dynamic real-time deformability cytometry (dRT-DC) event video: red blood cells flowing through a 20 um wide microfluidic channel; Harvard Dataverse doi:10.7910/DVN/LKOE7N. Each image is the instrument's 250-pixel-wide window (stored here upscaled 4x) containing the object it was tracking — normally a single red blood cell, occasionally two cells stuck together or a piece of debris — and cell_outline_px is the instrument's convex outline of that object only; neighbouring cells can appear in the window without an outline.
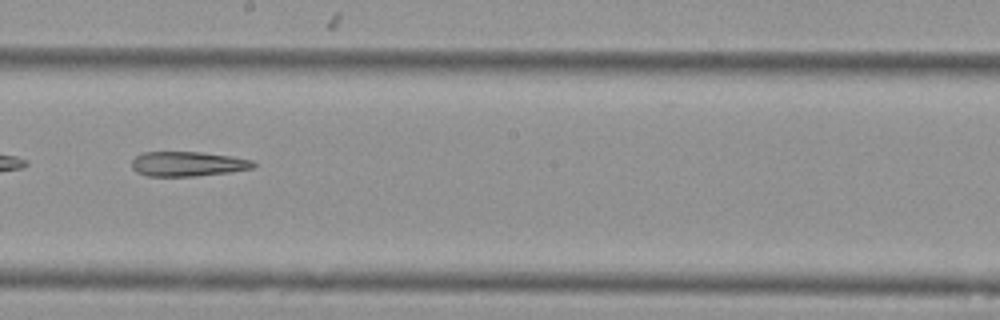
{"species": "Egyptian fruit bat (a non-hibernating species)", "species_latin": "Rousettus aegyptiacus", "temperature_condition": "cold", "stored_images_in_passage": 23, "camera_frame_rate_fps": 3000, "um_per_image_px": 0.085, "animal": {"sex": "female"}, "frame": {"image": 1, "passage_image": 15, "time_ms": 4.667, "image_size_px": [1000, 320], "cell_outline_px": [[256, 164], [252, 168], [228, 172], [196, 176], [148, 176], [136, 172], [132, 168], [132, 160], [136, 156], [144, 152], [200, 152], [232, 156], [252, 160]], "centroid_in_image_um": [15.94, 13.93], "position_along_channel_um": 232.3, "area_um2": 17.46}}